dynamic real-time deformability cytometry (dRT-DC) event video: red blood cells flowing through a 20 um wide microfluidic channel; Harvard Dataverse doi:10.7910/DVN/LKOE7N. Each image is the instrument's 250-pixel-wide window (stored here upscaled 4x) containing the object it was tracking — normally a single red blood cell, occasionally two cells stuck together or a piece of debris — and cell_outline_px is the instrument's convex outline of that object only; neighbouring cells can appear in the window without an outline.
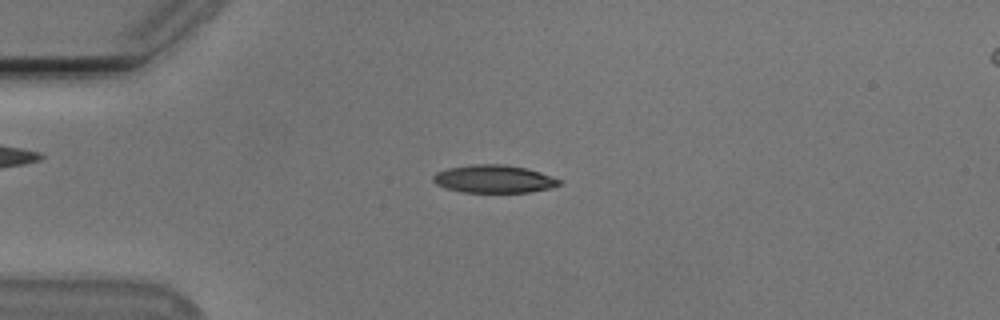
{"species": "Egyptian fruit bat (a non-hibernating species)", "species_latin": "Rousettus aegyptiacus", "temperature_condition": "cold", "stored_images_in_passage": 53, "camera_frame_rate_fps": 3000, "um_per_image_px": 0.085, "animal": {"sex": "male"}, "frame": {"image": 1, "passage_image": 13, "time_ms": 4.0, "image_size_px": [1000, 320], "cell_outline_px": [[564, 180], [560, 184], [552, 188], [528, 192], [464, 192], [448, 188], [436, 184], [432, 180], [432, 176], [436, 172], [448, 168], [472, 164], [504, 164], [524, 168], [540, 172]], "centroid_in_image_um": [42.0, 15.21], "position_along_channel_um": 43.0, "area_um2": 20.46}}
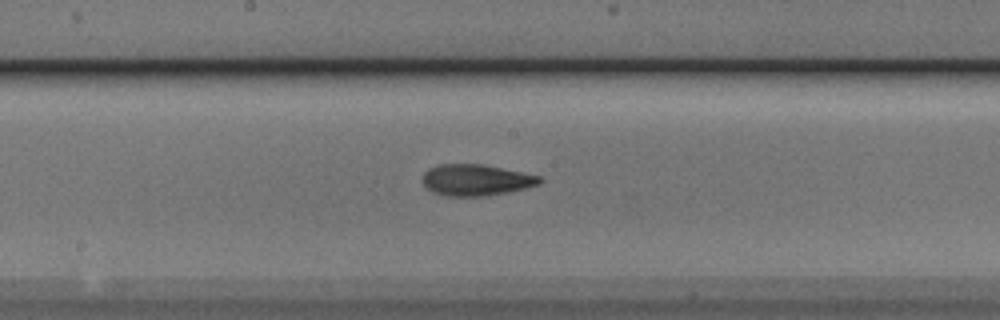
{"frame": {"image": 2, "passage_image": 28, "time_ms": 9.0, "image_size_px": [1000, 320], "cell_outline_px": [[544, 180], [540, 184], [528, 188], [488, 196], [444, 196], [432, 192], [424, 184], [424, 172], [428, 168], [440, 164], [484, 164], [540, 176]], "centroid_in_image_um": [40.5, 15.3], "position_along_channel_um": 207.7, "area_um2": 21.5}}
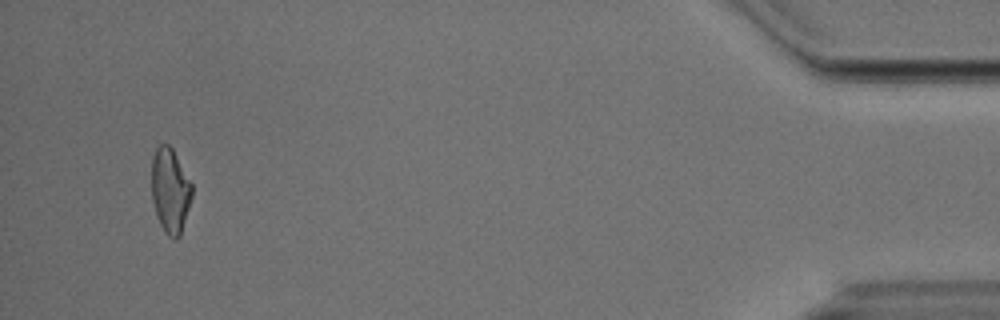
{"frame": {"image": 3, "passage_image": 51, "time_ms": 16.667, "image_size_px": [1000, 320], "cell_outline_px": [[192, 196], [180, 236], [176, 240], [172, 240], [164, 232], [156, 216], [152, 200], [152, 156], [156, 148], [160, 144], [168, 144], [172, 148], [192, 184]], "centroid_in_image_um": [14.46, 16.22], "position_along_channel_um": 420.7, "area_um2": 20.0}, "authors_computed_cell_mechanics": {"area_um2": 20.3456, "velocity_mm_per_s": 3.8015, "shape_relaxation_time_tau1_ms": 4.9024, "shape_relaxation_time_tau2_ms": 3.2954, "deformation_change_tau1": 0.1562, "deformation_change_tau2": 0.1235}}